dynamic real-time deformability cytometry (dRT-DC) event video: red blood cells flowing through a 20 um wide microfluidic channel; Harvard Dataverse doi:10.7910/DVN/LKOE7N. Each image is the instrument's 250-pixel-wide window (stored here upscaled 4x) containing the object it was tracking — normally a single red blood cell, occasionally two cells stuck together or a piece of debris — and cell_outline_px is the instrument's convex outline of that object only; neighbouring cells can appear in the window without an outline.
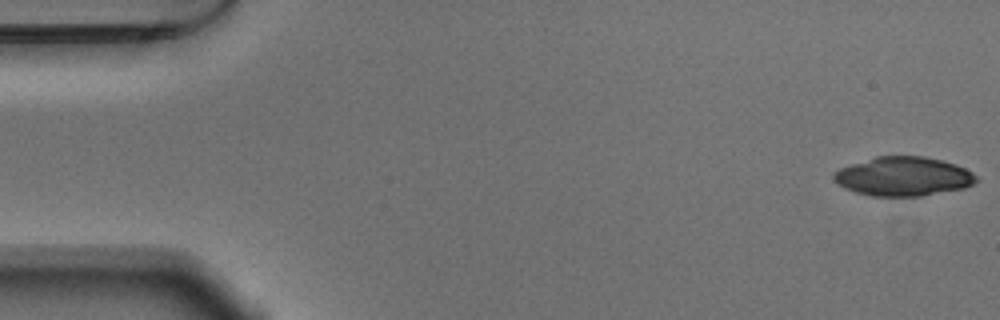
{"species": "Egyptian fruit bat (a non-hibernating species)", "species_latin": "Rousettus aegyptiacus", "temperature_condition": "warm", "stored_images_in_passage": 19, "camera_frame_rate_fps": 3000, "um_per_image_px": 0.085, "animal": {"sex": "male"}, "frame": {"image": 1, "passage_image": 1, "time_ms": 0.0, "image_size_px": [1000, 320], "cell_outline_px": [[980, 180], [964, 188], [920, 196], [872, 196], [856, 192], [844, 188], [832, 176], [840, 168], [876, 156], [924, 156], [956, 164], [972, 172]], "centroid_in_image_um": [76.81, 14.99], "position_along_channel_um": 8.2, "area_um2": 32.19}}